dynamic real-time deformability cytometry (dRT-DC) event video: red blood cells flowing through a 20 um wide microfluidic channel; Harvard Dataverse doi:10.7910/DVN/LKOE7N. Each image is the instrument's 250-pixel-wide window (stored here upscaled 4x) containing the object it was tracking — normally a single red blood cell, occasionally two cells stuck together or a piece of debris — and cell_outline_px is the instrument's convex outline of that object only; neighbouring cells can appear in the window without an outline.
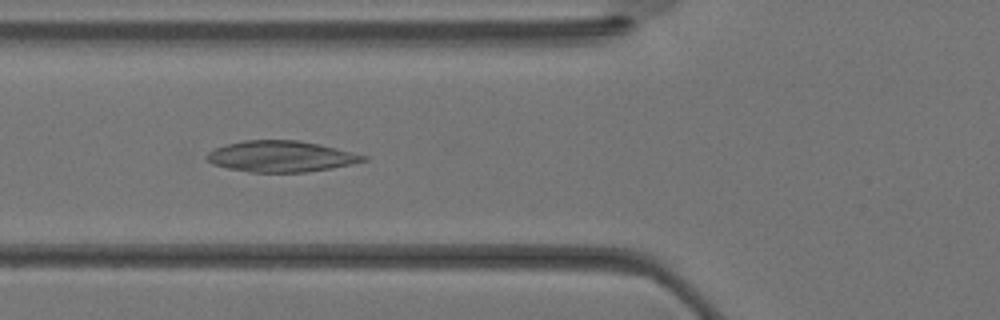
{"species": "Egyptian fruit bat (a non-hibernating species)", "species_latin": "Rousettus aegyptiacus", "temperature_condition": "warm", "stored_images_in_passage": 34, "camera_frame_rate_fps": 3000, "um_per_image_px": 0.085, "animal": {"sex": "female"}, "frame": {"image": 1, "passage_image": 12, "time_ms": 3.667, "image_size_px": [1000, 320], "cell_outline_px": [[368, 160], [328, 168], [304, 172], [252, 172], [228, 168], [212, 164], [204, 156], [208, 152], [224, 144], [244, 140], [300, 140], [320, 144], [368, 156]], "centroid_in_image_um": [23.84, 13.28], "position_along_channel_um": 102.0, "area_um2": 28.15}}
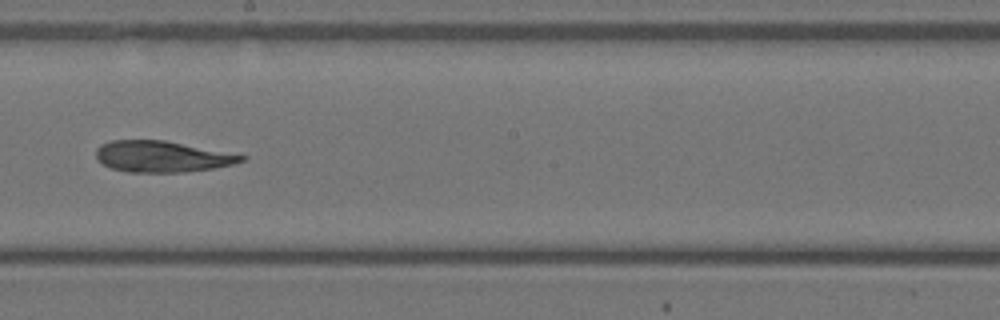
{"frame": {"image": 2, "passage_image": 19, "time_ms": 6.0, "image_size_px": [1000, 320], "cell_outline_px": [[248, 156], [244, 160], [232, 164], [212, 168], [184, 172], [128, 172], [112, 168], [96, 160], [96, 148], [100, 144], [112, 140], [164, 140]], "centroid_in_image_um": [13.73, 13.3], "position_along_channel_um": 234.5, "area_um2": 26.24}}
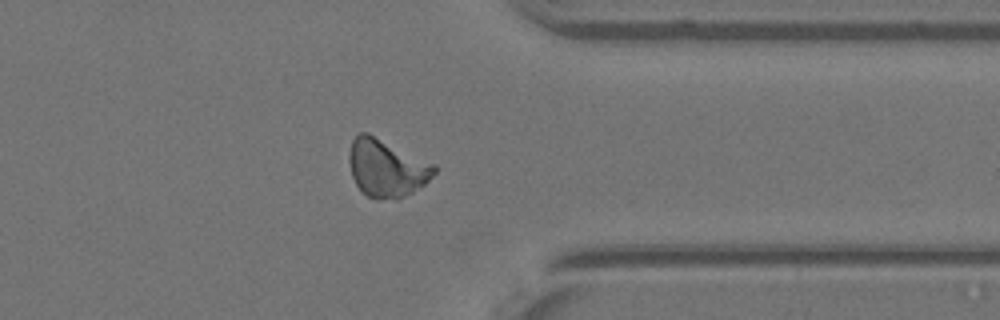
{"frame": {"image": 3, "passage_image": 27, "time_ms": 8.667, "image_size_px": [1000, 320], "cell_outline_px": [[436, 172], [424, 184], [412, 192], [396, 200], [376, 200], [368, 196], [356, 184], [352, 176], [348, 160], [348, 156], [352, 140], [360, 132], [368, 132], [436, 164]], "centroid_in_image_um": [32.86, 14.28], "position_along_channel_um": 378.5, "area_um2": 28.78}}